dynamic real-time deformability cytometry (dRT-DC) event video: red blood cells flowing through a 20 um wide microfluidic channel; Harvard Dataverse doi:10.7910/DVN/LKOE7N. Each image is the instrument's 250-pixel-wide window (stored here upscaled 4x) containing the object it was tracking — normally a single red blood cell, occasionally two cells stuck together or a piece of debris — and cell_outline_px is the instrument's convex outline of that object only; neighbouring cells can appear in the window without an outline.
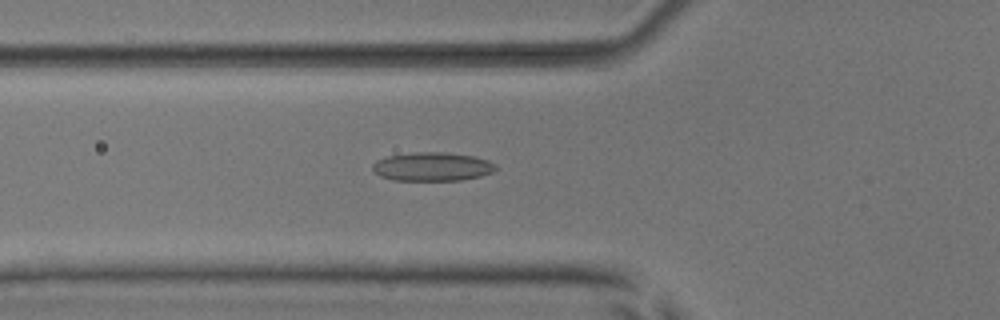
{"species": "common noctule bat (a hibernating species)", "species_latin": "Nyctalus noctula", "temperature_condition": "room temperature", "stored_images_in_passage": 46, "camera_frame_rate_fps": 3000, "um_per_image_px": 0.085, "animal": {"sex": "male", "body_mass_g": 17.9, "forearm_length_mm": 54.2}, "frame": {"image": 1, "passage_image": 13, "time_ms": 4.0, "image_size_px": [1000, 320], "cell_outline_px": [[496, 168], [492, 172], [480, 176], [460, 180], [392, 180], [380, 176], [372, 168], [372, 164], [376, 160], [388, 156], [412, 152], [444, 152], [476, 156], [488, 160], [496, 164]], "centroid_in_image_um": [36.74, 14.15], "position_along_channel_um": 89.1, "area_um2": 20.63}}
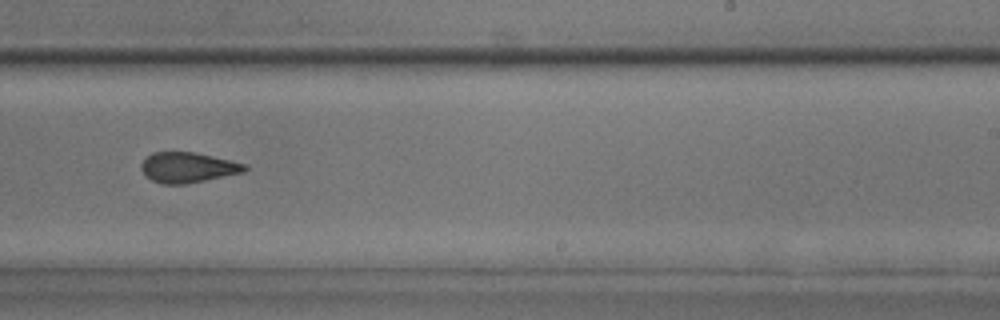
{"frame": {"image": 2, "passage_image": 27, "time_ms": 8.667, "image_size_px": [1000, 320], "cell_outline_px": [[248, 168], [244, 172], [184, 184], [164, 184], [152, 180], [144, 176], [140, 168], [140, 164], [152, 152], [196, 152], [244, 164]], "centroid_in_image_um": [15.91, 14.23], "position_along_channel_um": 273.1, "area_um2": 18.09}}
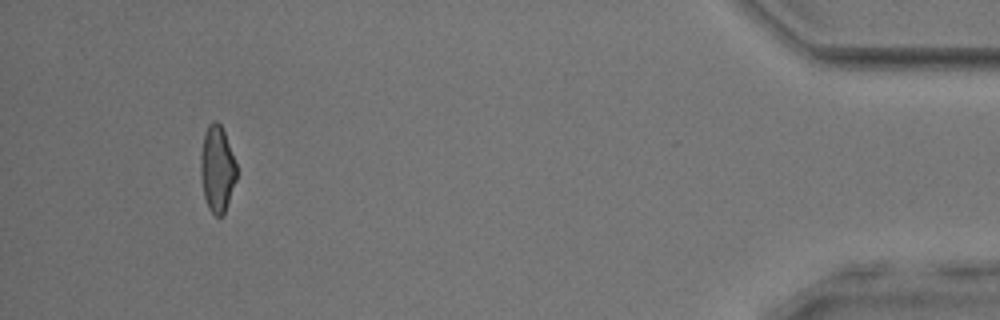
{"frame": {"image": 3, "passage_image": 43, "time_ms": 14.0, "image_size_px": [1000, 320], "cell_outline_px": [[236, 180], [224, 216], [216, 216], [208, 208], [204, 196], [200, 176], [200, 156], [204, 132], [208, 124], [212, 120], [216, 120], [220, 124], [224, 132], [236, 164]], "centroid_in_image_um": [18.44, 14.36], "position_along_channel_um": 416.8, "area_um2": 18.21}, "authors_computed_cell_mechanics": {"area_um2": 19.0162, "velocity_mm_per_s": 3.9491, "shape_relaxation_time_tau1_ms": 8.8904, "shape_relaxation_time_tau2_ms": 2.4476, "deformation_change_tau1": 0.1725, "deformation_change_tau2": 0.1141}}